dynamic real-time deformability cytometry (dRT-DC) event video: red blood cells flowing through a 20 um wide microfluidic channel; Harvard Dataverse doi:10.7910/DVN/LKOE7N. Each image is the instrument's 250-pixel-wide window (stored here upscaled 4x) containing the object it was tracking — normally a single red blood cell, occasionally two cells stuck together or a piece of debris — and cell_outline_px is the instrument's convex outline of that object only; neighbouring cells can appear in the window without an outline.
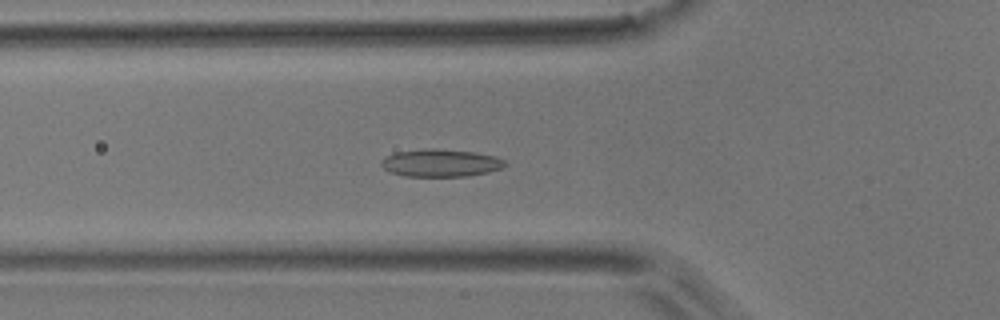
{"species": "common noctule bat (a hibernating species)", "species_latin": "Nyctalus noctula", "temperature_condition": "room temperature", "stored_images_in_passage": 50, "camera_frame_rate_fps": 3000, "um_per_image_px": 0.085, "animal": {"sex": "male", "body_mass_g": 17.9}, "frame": {"image": 1, "passage_image": 17, "time_ms": 5.333, "image_size_px": [1000, 320], "cell_outline_px": [[508, 164], [500, 168], [488, 172], [468, 176], [404, 176], [388, 172], [380, 164], [380, 160], [396, 152], [428, 148], [436, 148], [476, 152], [496, 156], [504, 160]], "centroid_in_image_um": [37.45, 13.85], "position_along_channel_um": 88.3, "area_um2": 20.0}}
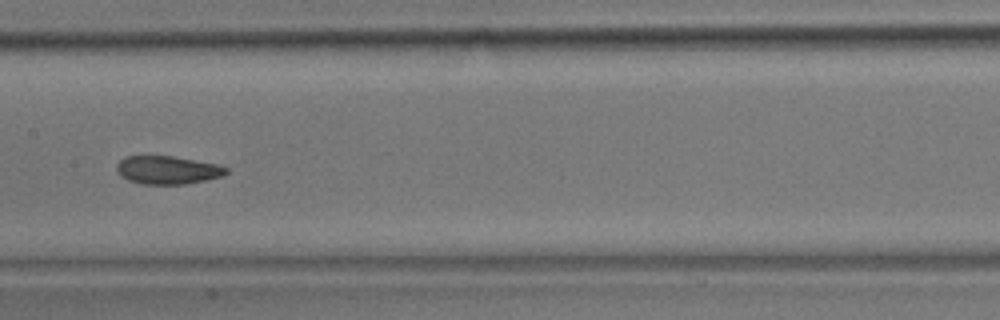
{"frame": {"image": 2, "passage_image": 25, "time_ms": 8.0, "image_size_px": [1000, 320], "cell_outline_px": [[228, 172], [224, 176], [184, 184], [140, 184], [128, 180], [120, 176], [116, 172], [116, 164], [124, 156], [172, 156], [216, 164], [228, 168]], "centroid_in_image_um": [14.2, 14.45], "position_along_channel_um": 193.2, "area_um2": 18.03}}
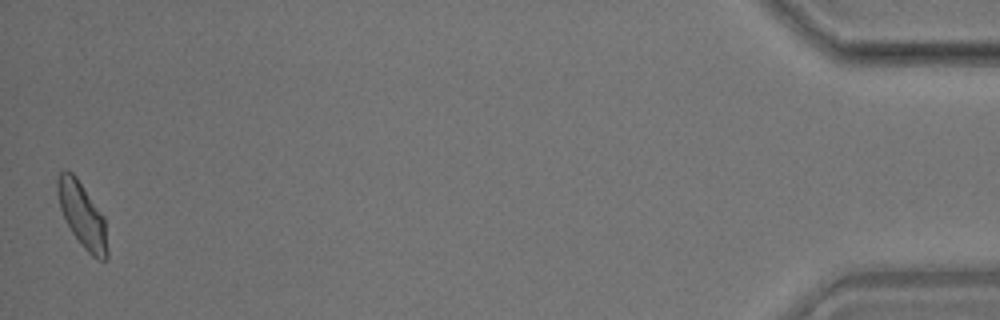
{"frame": {"image": 3, "passage_image": 50, "time_ms": 16.333, "image_size_px": [1000, 320], "cell_outline_px": [[108, 260], [100, 260], [92, 256], [84, 248], [72, 232], [60, 208], [56, 192], [56, 180], [60, 172], [72, 172], [76, 176], [104, 216], [108, 248]], "centroid_in_image_um": [7.0, 18.3], "position_along_channel_um": 428.2, "area_um2": 18.79}, "authors_computed_cell_mechanics": {"area_um2": 18.7272, "velocity_mm_per_s": 3.912, "shape_relaxation_time_tau1_ms": 5.386, "shape_relaxation_time_tau2_ms": 2.2036, "deformation_change_tau1": 0.1376, "deformation_change_tau2": 0.0788}}